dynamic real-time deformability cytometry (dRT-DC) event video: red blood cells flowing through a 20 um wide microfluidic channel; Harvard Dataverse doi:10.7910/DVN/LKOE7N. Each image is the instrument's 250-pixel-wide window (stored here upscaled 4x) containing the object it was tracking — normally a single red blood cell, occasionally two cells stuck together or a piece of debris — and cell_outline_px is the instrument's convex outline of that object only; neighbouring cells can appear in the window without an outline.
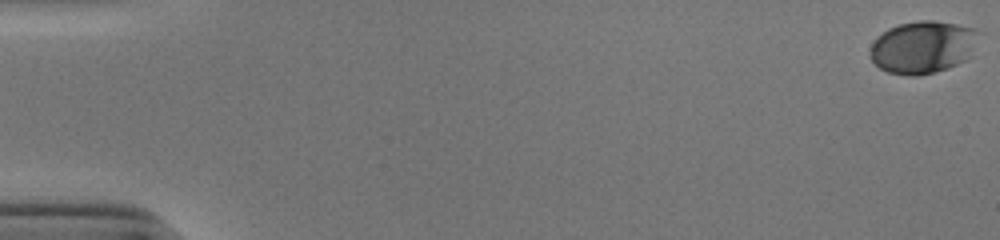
{"species": "human", "species_latin": "Homo sapiens", "temperature_condition": "cold", "stored_images_in_passage": 45, "camera_frame_rate_fps": 3000, "um_per_image_px": 0.085, "donor": {"sex": "male"}, "frame": {"image": 1, "passage_image": 1, "time_ms": 0.0, "image_size_px": [1000, 240], "cell_outline_px": [[984, 32], [964, 60], [948, 68], [916, 76], [908, 76], [888, 72], [880, 68], [872, 60], [868, 52], [876, 36], [888, 28], [900, 24], [916, 20], [932, 20], [956, 24], [976, 28]], "centroid_in_image_um": [78.44, 3.98], "position_along_channel_um": 6.6, "area_um2": 33.41}}
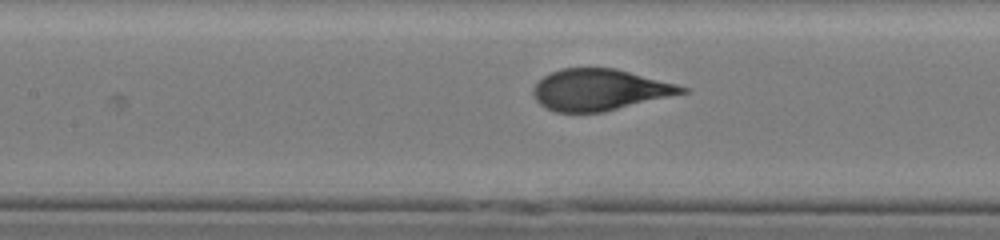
{"frame": {"image": 2, "passage_image": 26, "time_ms": 8.333, "image_size_px": [1000, 240], "cell_outline_px": [[688, 92], [604, 112], [556, 112], [544, 108], [536, 100], [532, 92], [532, 88], [544, 76], [560, 68], [616, 68], [676, 84], [688, 88]], "centroid_in_image_um": [50.94, 7.63], "position_along_channel_um": 156.5, "area_um2": 35.72}}
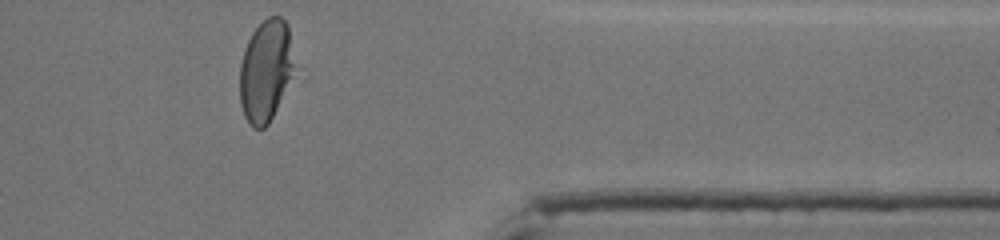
{"frame": {"image": 3, "passage_image": 45, "time_ms": 14.667, "image_size_px": [1000, 240], "cell_outline_px": [[292, 76], [268, 124], [264, 128], [252, 128], [248, 124], [244, 116], [240, 104], [240, 64], [244, 48], [252, 32], [268, 16], [280, 16], [288, 24], [292, 64]], "centroid_in_image_um": [22.53, 6.02], "position_along_channel_um": 388.9, "area_um2": 31.85}, "authors_computed_cell_mechanics": {"area_um2": 36.0094, "velocity_mm_per_s": 3.9019, "shape_relaxation_time_tau1_ms": 5.1528, "shape_relaxation_time_tau2_ms": null, "deformation_change_tau1": 0.2044, "deformation_change_tau2": null}}